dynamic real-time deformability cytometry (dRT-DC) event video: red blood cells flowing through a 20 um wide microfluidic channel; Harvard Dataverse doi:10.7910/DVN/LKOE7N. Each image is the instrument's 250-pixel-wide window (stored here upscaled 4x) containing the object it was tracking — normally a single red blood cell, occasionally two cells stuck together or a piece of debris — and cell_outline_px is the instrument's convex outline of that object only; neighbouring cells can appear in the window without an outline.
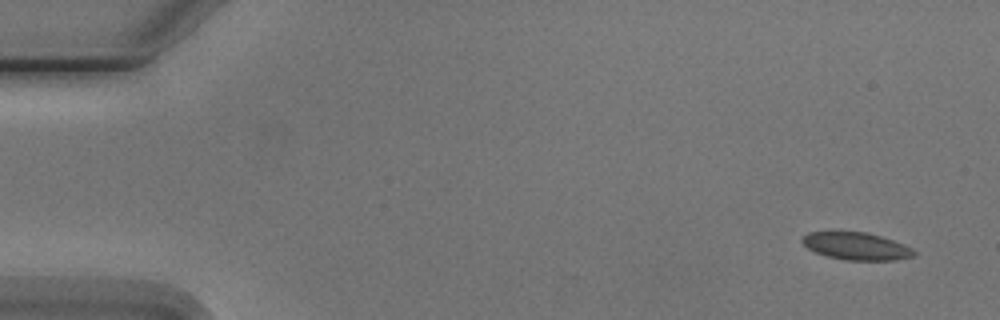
{"species": "Egyptian fruit bat (a non-hibernating species)", "species_latin": "Rousettus aegyptiacus", "temperature_condition": "cold", "stored_images_in_passage": 9, "camera_frame_rate_fps": 3000, "um_per_image_px": 0.085, "animal": {"sex": "male"}, "frame": {"image": 1, "passage_image": 1, "time_ms": 0.0, "image_size_px": [1000, 320], "cell_outline_px": [[916, 256], [896, 260], [844, 260], [828, 256], [816, 252], [808, 248], [800, 240], [808, 232], [868, 232], [904, 244], [912, 248], [916, 252]], "centroid_in_image_um": [72.82, 20.93], "position_along_channel_um": 12.2, "area_um2": 17.8}}
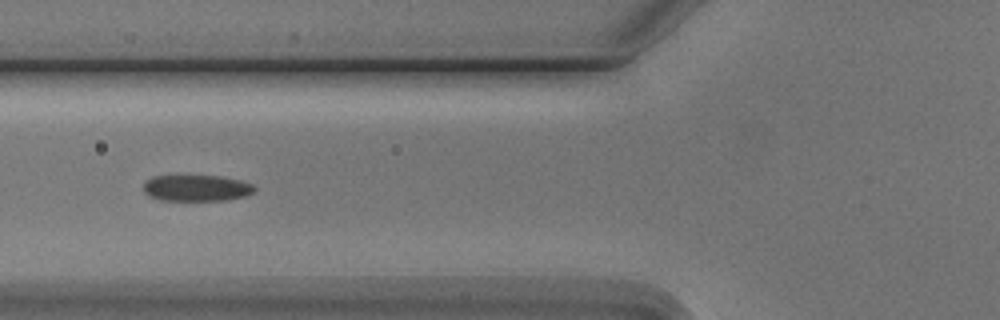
{"frame": {"image": 2, "passage_image": 6, "time_ms": 6.0, "image_size_px": [1000, 320], "cell_outline_px": [[256, 188], [248, 196], [228, 200], [160, 200], [148, 196], [144, 192], [144, 180], [152, 176], [220, 176], [240, 180], [252, 184]], "centroid_in_image_um": [16.69, 15.98], "position_along_channel_um": 109.1, "area_um2": 17.11}}
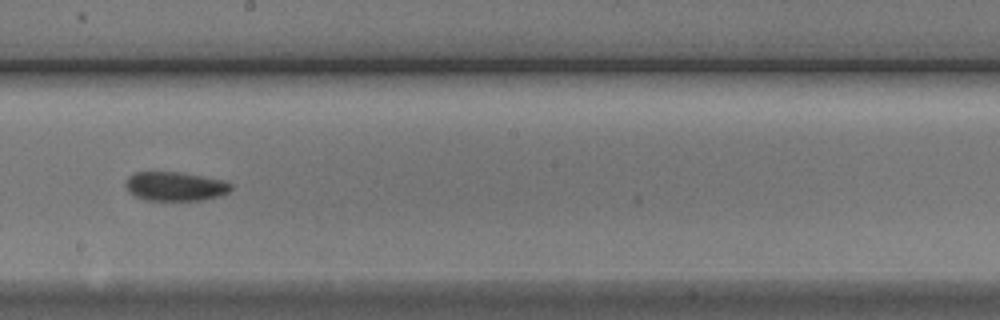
{"frame": {"image": 3, "passage_image": 9, "time_ms": 9.333, "image_size_px": [1000, 320], "cell_outline_px": [[232, 188], [228, 192], [220, 196], [204, 200], [144, 200], [128, 192], [124, 184], [128, 176], [136, 172], [180, 172], [224, 180], [232, 184]], "centroid_in_image_um": [14.88, 15.84], "position_along_channel_um": 233.3, "area_um2": 17.98}}